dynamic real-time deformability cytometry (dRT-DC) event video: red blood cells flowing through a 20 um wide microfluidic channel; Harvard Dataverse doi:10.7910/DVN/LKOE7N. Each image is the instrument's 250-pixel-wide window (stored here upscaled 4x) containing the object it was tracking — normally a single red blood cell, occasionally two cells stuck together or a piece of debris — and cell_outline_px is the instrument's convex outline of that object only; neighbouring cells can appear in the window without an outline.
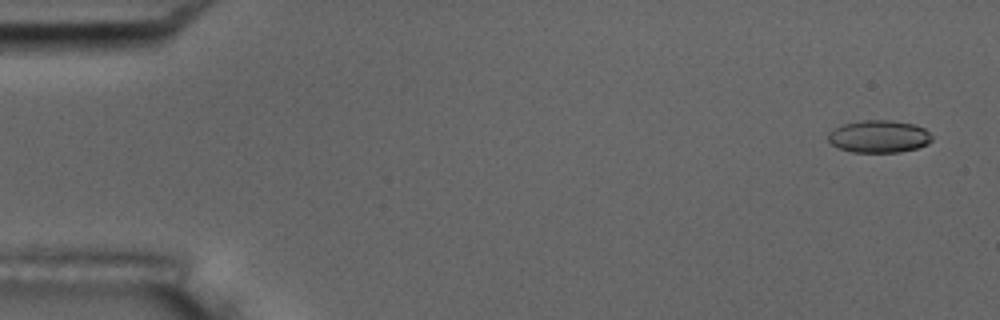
{"species": "common noctule bat (a hibernating species)", "species_latin": "Nyctalus noctula", "temperature_condition": "room temperature", "stored_images_in_passage": 5, "camera_frame_rate_fps": 3000, "um_per_image_px": 0.085, "animal": {"sex": "male", "body_mass_g": 17.5, "forearm_length_mm": 52.3}, "frame": {"image": 1, "passage_image": 1, "time_ms": 0.0, "image_size_px": [1000, 320], "cell_outline_px": [[932, 140], [928, 144], [916, 148], [900, 152], [852, 152], [840, 148], [832, 144], [828, 140], [828, 132], [840, 124], [860, 120], [892, 120], [912, 124], [924, 128], [932, 136]], "centroid_in_image_um": [74.69, 11.59], "position_along_channel_um": 10.3, "area_um2": 19.71}}
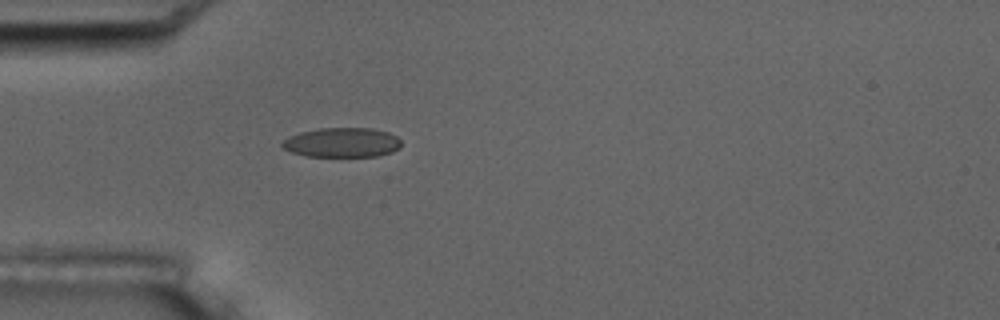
{"frame": {"image": 2, "passage_image": 5, "time_ms": 1.333, "image_size_px": [1000, 320], "cell_outline_px": [[400, 148], [392, 152], [376, 156], [308, 156], [292, 152], [284, 148], [280, 144], [288, 136], [300, 132], [320, 128], [372, 128], [388, 132], [396, 136], [400, 140]], "centroid_in_image_um": [29.08, 12.1], "position_along_channel_um": 55.9, "area_um2": 20.46}}